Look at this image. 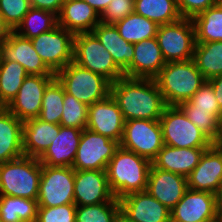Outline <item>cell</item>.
<instances>
[{
    "instance_id": "cell-35",
    "label": "cell",
    "mask_w": 222,
    "mask_h": 222,
    "mask_svg": "<svg viewBox=\"0 0 222 222\" xmlns=\"http://www.w3.org/2000/svg\"><path fill=\"white\" fill-rule=\"evenodd\" d=\"M64 88L55 77L46 87L39 119L44 122L60 125L63 111Z\"/></svg>"
},
{
    "instance_id": "cell-37",
    "label": "cell",
    "mask_w": 222,
    "mask_h": 222,
    "mask_svg": "<svg viewBox=\"0 0 222 222\" xmlns=\"http://www.w3.org/2000/svg\"><path fill=\"white\" fill-rule=\"evenodd\" d=\"M88 106L77 100L64 90L63 111L60 125L64 127H75L85 129L87 124Z\"/></svg>"
},
{
    "instance_id": "cell-16",
    "label": "cell",
    "mask_w": 222,
    "mask_h": 222,
    "mask_svg": "<svg viewBox=\"0 0 222 222\" xmlns=\"http://www.w3.org/2000/svg\"><path fill=\"white\" fill-rule=\"evenodd\" d=\"M74 202L86 206L120 201L110 190L106 171L74 170Z\"/></svg>"
},
{
    "instance_id": "cell-52",
    "label": "cell",
    "mask_w": 222,
    "mask_h": 222,
    "mask_svg": "<svg viewBox=\"0 0 222 222\" xmlns=\"http://www.w3.org/2000/svg\"><path fill=\"white\" fill-rule=\"evenodd\" d=\"M214 144L222 151V137H217V141Z\"/></svg>"
},
{
    "instance_id": "cell-17",
    "label": "cell",
    "mask_w": 222,
    "mask_h": 222,
    "mask_svg": "<svg viewBox=\"0 0 222 222\" xmlns=\"http://www.w3.org/2000/svg\"><path fill=\"white\" fill-rule=\"evenodd\" d=\"M0 61H17L28 75H55L38 55L31 40L14 30L0 45Z\"/></svg>"
},
{
    "instance_id": "cell-48",
    "label": "cell",
    "mask_w": 222,
    "mask_h": 222,
    "mask_svg": "<svg viewBox=\"0 0 222 222\" xmlns=\"http://www.w3.org/2000/svg\"><path fill=\"white\" fill-rule=\"evenodd\" d=\"M114 222H135V221H133L126 213H124L120 209L115 216Z\"/></svg>"
},
{
    "instance_id": "cell-30",
    "label": "cell",
    "mask_w": 222,
    "mask_h": 222,
    "mask_svg": "<svg viewBox=\"0 0 222 222\" xmlns=\"http://www.w3.org/2000/svg\"><path fill=\"white\" fill-rule=\"evenodd\" d=\"M134 12L158 25L173 23L182 18L176 0H134Z\"/></svg>"
},
{
    "instance_id": "cell-42",
    "label": "cell",
    "mask_w": 222,
    "mask_h": 222,
    "mask_svg": "<svg viewBox=\"0 0 222 222\" xmlns=\"http://www.w3.org/2000/svg\"><path fill=\"white\" fill-rule=\"evenodd\" d=\"M134 0H112L100 15L101 23L115 24L134 12Z\"/></svg>"
},
{
    "instance_id": "cell-6",
    "label": "cell",
    "mask_w": 222,
    "mask_h": 222,
    "mask_svg": "<svg viewBox=\"0 0 222 222\" xmlns=\"http://www.w3.org/2000/svg\"><path fill=\"white\" fill-rule=\"evenodd\" d=\"M159 122L164 145L176 148H210L214 144L178 106H166Z\"/></svg>"
},
{
    "instance_id": "cell-33",
    "label": "cell",
    "mask_w": 222,
    "mask_h": 222,
    "mask_svg": "<svg viewBox=\"0 0 222 222\" xmlns=\"http://www.w3.org/2000/svg\"><path fill=\"white\" fill-rule=\"evenodd\" d=\"M27 76L28 73L17 61H0V107L11 102Z\"/></svg>"
},
{
    "instance_id": "cell-3",
    "label": "cell",
    "mask_w": 222,
    "mask_h": 222,
    "mask_svg": "<svg viewBox=\"0 0 222 222\" xmlns=\"http://www.w3.org/2000/svg\"><path fill=\"white\" fill-rule=\"evenodd\" d=\"M154 80L166 106L188 101L206 81L193 59L167 62Z\"/></svg>"
},
{
    "instance_id": "cell-44",
    "label": "cell",
    "mask_w": 222,
    "mask_h": 222,
    "mask_svg": "<svg viewBox=\"0 0 222 222\" xmlns=\"http://www.w3.org/2000/svg\"><path fill=\"white\" fill-rule=\"evenodd\" d=\"M30 6L36 9H42L59 15L64 0H29Z\"/></svg>"
},
{
    "instance_id": "cell-40",
    "label": "cell",
    "mask_w": 222,
    "mask_h": 222,
    "mask_svg": "<svg viewBox=\"0 0 222 222\" xmlns=\"http://www.w3.org/2000/svg\"><path fill=\"white\" fill-rule=\"evenodd\" d=\"M30 8L29 0H0V16L11 30L18 27Z\"/></svg>"
},
{
    "instance_id": "cell-45",
    "label": "cell",
    "mask_w": 222,
    "mask_h": 222,
    "mask_svg": "<svg viewBox=\"0 0 222 222\" xmlns=\"http://www.w3.org/2000/svg\"><path fill=\"white\" fill-rule=\"evenodd\" d=\"M213 90L220 109L222 110V74L207 80Z\"/></svg>"
},
{
    "instance_id": "cell-19",
    "label": "cell",
    "mask_w": 222,
    "mask_h": 222,
    "mask_svg": "<svg viewBox=\"0 0 222 222\" xmlns=\"http://www.w3.org/2000/svg\"><path fill=\"white\" fill-rule=\"evenodd\" d=\"M188 189L187 178L151 165L146 191L168 209H172Z\"/></svg>"
},
{
    "instance_id": "cell-46",
    "label": "cell",
    "mask_w": 222,
    "mask_h": 222,
    "mask_svg": "<svg viewBox=\"0 0 222 222\" xmlns=\"http://www.w3.org/2000/svg\"><path fill=\"white\" fill-rule=\"evenodd\" d=\"M87 2L99 15L108 7L112 0H83Z\"/></svg>"
},
{
    "instance_id": "cell-49",
    "label": "cell",
    "mask_w": 222,
    "mask_h": 222,
    "mask_svg": "<svg viewBox=\"0 0 222 222\" xmlns=\"http://www.w3.org/2000/svg\"><path fill=\"white\" fill-rule=\"evenodd\" d=\"M217 137H222V110L217 120Z\"/></svg>"
},
{
    "instance_id": "cell-27",
    "label": "cell",
    "mask_w": 222,
    "mask_h": 222,
    "mask_svg": "<svg viewBox=\"0 0 222 222\" xmlns=\"http://www.w3.org/2000/svg\"><path fill=\"white\" fill-rule=\"evenodd\" d=\"M92 32L110 52L116 65L124 72L133 60L134 43H129L122 38L114 24L100 22Z\"/></svg>"
},
{
    "instance_id": "cell-41",
    "label": "cell",
    "mask_w": 222,
    "mask_h": 222,
    "mask_svg": "<svg viewBox=\"0 0 222 222\" xmlns=\"http://www.w3.org/2000/svg\"><path fill=\"white\" fill-rule=\"evenodd\" d=\"M76 204L44 207L38 206L36 222H75Z\"/></svg>"
},
{
    "instance_id": "cell-21",
    "label": "cell",
    "mask_w": 222,
    "mask_h": 222,
    "mask_svg": "<svg viewBox=\"0 0 222 222\" xmlns=\"http://www.w3.org/2000/svg\"><path fill=\"white\" fill-rule=\"evenodd\" d=\"M119 201L121 210L135 222H171L170 209L147 191L128 194Z\"/></svg>"
},
{
    "instance_id": "cell-11",
    "label": "cell",
    "mask_w": 222,
    "mask_h": 222,
    "mask_svg": "<svg viewBox=\"0 0 222 222\" xmlns=\"http://www.w3.org/2000/svg\"><path fill=\"white\" fill-rule=\"evenodd\" d=\"M38 206H62L74 202V169L42 165Z\"/></svg>"
},
{
    "instance_id": "cell-10",
    "label": "cell",
    "mask_w": 222,
    "mask_h": 222,
    "mask_svg": "<svg viewBox=\"0 0 222 222\" xmlns=\"http://www.w3.org/2000/svg\"><path fill=\"white\" fill-rule=\"evenodd\" d=\"M74 34L57 25L31 39L34 49L45 65L56 74L73 62Z\"/></svg>"
},
{
    "instance_id": "cell-29",
    "label": "cell",
    "mask_w": 222,
    "mask_h": 222,
    "mask_svg": "<svg viewBox=\"0 0 222 222\" xmlns=\"http://www.w3.org/2000/svg\"><path fill=\"white\" fill-rule=\"evenodd\" d=\"M193 60L206 80L222 74V41L196 42Z\"/></svg>"
},
{
    "instance_id": "cell-26",
    "label": "cell",
    "mask_w": 222,
    "mask_h": 222,
    "mask_svg": "<svg viewBox=\"0 0 222 222\" xmlns=\"http://www.w3.org/2000/svg\"><path fill=\"white\" fill-rule=\"evenodd\" d=\"M59 133V125L31 118L23 123V152L25 156L39 158Z\"/></svg>"
},
{
    "instance_id": "cell-18",
    "label": "cell",
    "mask_w": 222,
    "mask_h": 222,
    "mask_svg": "<svg viewBox=\"0 0 222 222\" xmlns=\"http://www.w3.org/2000/svg\"><path fill=\"white\" fill-rule=\"evenodd\" d=\"M186 178L191 190L218 193L222 182V151L217 145L205 150L199 164Z\"/></svg>"
},
{
    "instance_id": "cell-13",
    "label": "cell",
    "mask_w": 222,
    "mask_h": 222,
    "mask_svg": "<svg viewBox=\"0 0 222 222\" xmlns=\"http://www.w3.org/2000/svg\"><path fill=\"white\" fill-rule=\"evenodd\" d=\"M221 213L216 194L189 188L170 210L171 222H200Z\"/></svg>"
},
{
    "instance_id": "cell-15",
    "label": "cell",
    "mask_w": 222,
    "mask_h": 222,
    "mask_svg": "<svg viewBox=\"0 0 222 222\" xmlns=\"http://www.w3.org/2000/svg\"><path fill=\"white\" fill-rule=\"evenodd\" d=\"M124 123L118 103L111 94L104 100L88 106L86 128L119 144L123 137Z\"/></svg>"
},
{
    "instance_id": "cell-36",
    "label": "cell",
    "mask_w": 222,
    "mask_h": 222,
    "mask_svg": "<svg viewBox=\"0 0 222 222\" xmlns=\"http://www.w3.org/2000/svg\"><path fill=\"white\" fill-rule=\"evenodd\" d=\"M120 209V202L76 206L75 222H114Z\"/></svg>"
},
{
    "instance_id": "cell-14",
    "label": "cell",
    "mask_w": 222,
    "mask_h": 222,
    "mask_svg": "<svg viewBox=\"0 0 222 222\" xmlns=\"http://www.w3.org/2000/svg\"><path fill=\"white\" fill-rule=\"evenodd\" d=\"M54 78L55 75H28L6 108L23 122L39 117L44 91Z\"/></svg>"
},
{
    "instance_id": "cell-9",
    "label": "cell",
    "mask_w": 222,
    "mask_h": 222,
    "mask_svg": "<svg viewBox=\"0 0 222 222\" xmlns=\"http://www.w3.org/2000/svg\"><path fill=\"white\" fill-rule=\"evenodd\" d=\"M120 146L152 162L164 146L159 120L125 121Z\"/></svg>"
},
{
    "instance_id": "cell-5",
    "label": "cell",
    "mask_w": 222,
    "mask_h": 222,
    "mask_svg": "<svg viewBox=\"0 0 222 222\" xmlns=\"http://www.w3.org/2000/svg\"><path fill=\"white\" fill-rule=\"evenodd\" d=\"M55 77L66 93L73 95L87 106L104 100L111 94V82L100 74L70 62Z\"/></svg>"
},
{
    "instance_id": "cell-32",
    "label": "cell",
    "mask_w": 222,
    "mask_h": 222,
    "mask_svg": "<svg viewBox=\"0 0 222 222\" xmlns=\"http://www.w3.org/2000/svg\"><path fill=\"white\" fill-rule=\"evenodd\" d=\"M119 34L129 43L141 42L145 39L156 37L159 25L142 15L132 14L114 24Z\"/></svg>"
},
{
    "instance_id": "cell-50",
    "label": "cell",
    "mask_w": 222,
    "mask_h": 222,
    "mask_svg": "<svg viewBox=\"0 0 222 222\" xmlns=\"http://www.w3.org/2000/svg\"><path fill=\"white\" fill-rule=\"evenodd\" d=\"M216 195H217L219 207L222 210V182H221L220 189Z\"/></svg>"
},
{
    "instance_id": "cell-34",
    "label": "cell",
    "mask_w": 222,
    "mask_h": 222,
    "mask_svg": "<svg viewBox=\"0 0 222 222\" xmlns=\"http://www.w3.org/2000/svg\"><path fill=\"white\" fill-rule=\"evenodd\" d=\"M57 25L58 17L56 14L31 7L14 31L31 40L41 33L52 30Z\"/></svg>"
},
{
    "instance_id": "cell-47",
    "label": "cell",
    "mask_w": 222,
    "mask_h": 222,
    "mask_svg": "<svg viewBox=\"0 0 222 222\" xmlns=\"http://www.w3.org/2000/svg\"><path fill=\"white\" fill-rule=\"evenodd\" d=\"M12 30L0 16V45L5 42Z\"/></svg>"
},
{
    "instance_id": "cell-31",
    "label": "cell",
    "mask_w": 222,
    "mask_h": 222,
    "mask_svg": "<svg viewBox=\"0 0 222 222\" xmlns=\"http://www.w3.org/2000/svg\"><path fill=\"white\" fill-rule=\"evenodd\" d=\"M196 42L222 41V8L214 5L192 18Z\"/></svg>"
},
{
    "instance_id": "cell-22",
    "label": "cell",
    "mask_w": 222,
    "mask_h": 222,
    "mask_svg": "<svg viewBox=\"0 0 222 222\" xmlns=\"http://www.w3.org/2000/svg\"><path fill=\"white\" fill-rule=\"evenodd\" d=\"M82 131V129L75 127L59 125L57 137L53 139L50 146L38 158L40 163L47 166L72 167Z\"/></svg>"
},
{
    "instance_id": "cell-4",
    "label": "cell",
    "mask_w": 222,
    "mask_h": 222,
    "mask_svg": "<svg viewBox=\"0 0 222 222\" xmlns=\"http://www.w3.org/2000/svg\"><path fill=\"white\" fill-rule=\"evenodd\" d=\"M42 164L38 158L21 156L0 164V195L38 199Z\"/></svg>"
},
{
    "instance_id": "cell-28",
    "label": "cell",
    "mask_w": 222,
    "mask_h": 222,
    "mask_svg": "<svg viewBox=\"0 0 222 222\" xmlns=\"http://www.w3.org/2000/svg\"><path fill=\"white\" fill-rule=\"evenodd\" d=\"M37 213V200L0 195V218L3 222H36Z\"/></svg>"
},
{
    "instance_id": "cell-8",
    "label": "cell",
    "mask_w": 222,
    "mask_h": 222,
    "mask_svg": "<svg viewBox=\"0 0 222 222\" xmlns=\"http://www.w3.org/2000/svg\"><path fill=\"white\" fill-rule=\"evenodd\" d=\"M156 38L166 63L193 59L196 36L191 18L159 25Z\"/></svg>"
},
{
    "instance_id": "cell-39",
    "label": "cell",
    "mask_w": 222,
    "mask_h": 222,
    "mask_svg": "<svg viewBox=\"0 0 222 222\" xmlns=\"http://www.w3.org/2000/svg\"><path fill=\"white\" fill-rule=\"evenodd\" d=\"M185 102L193 110L210 111V113L218 120L221 109L216 100V96L214 95V90L207 80L194 93V95Z\"/></svg>"
},
{
    "instance_id": "cell-12",
    "label": "cell",
    "mask_w": 222,
    "mask_h": 222,
    "mask_svg": "<svg viewBox=\"0 0 222 222\" xmlns=\"http://www.w3.org/2000/svg\"><path fill=\"white\" fill-rule=\"evenodd\" d=\"M119 146L117 141L85 128L81 134L72 168L106 171L108 163Z\"/></svg>"
},
{
    "instance_id": "cell-38",
    "label": "cell",
    "mask_w": 222,
    "mask_h": 222,
    "mask_svg": "<svg viewBox=\"0 0 222 222\" xmlns=\"http://www.w3.org/2000/svg\"><path fill=\"white\" fill-rule=\"evenodd\" d=\"M178 107L185 113L192 123L202 130L212 141H217V119L210 111L193 110L186 102Z\"/></svg>"
},
{
    "instance_id": "cell-25",
    "label": "cell",
    "mask_w": 222,
    "mask_h": 222,
    "mask_svg": "<svg viewBox=\"0 0 222 222\" xmlns=\"http://www.w3.org/2000/svg\"><path fill=\"white\" fill-rule=\"evenodd\" d=\"M23 123L6 107H0V164L24 155Z\"/></svg>"
},
{
    "instance_id": "cell-24",
    "label": "cell",
    "mask_w": 222,
    "mask_h": 222,
    "mask_svg": "<svg viewBox=\"0 0 222 222\" xmlns=\"http://www.w3.org/2000/svg\"><path fill=\"white\" fill-rule=\"evenodd\" d=\"M58 25L74 35L92 32L101 22L100 15L83 0H68L62 5Z\"/></svg>"
},
{
    "instance_id": "cell-1",
    "label": "cell",
    "mask_w": 222,
    "mask_h": 222,
    "mask_svg": "<svg viewBox=\"0 0 222 222\" xmlns=\"http://www.w3.org/2000/svg\"><path fill=\"white\" fill-rule=\"evenodd\" d=\"M111 96L125 121L160 120L166 104L154 79L123 76L111 83Z\"/></svg>"
},
{
    "instance_id": "cell-53",
    "label": "cell",
    "mask_w": 222,
    "mask_h": 222,
    "mask_svg": "<svg viewBox=\"0 0 222 222\" xmlns=\"http://www.w3.org/2000/svg\"><path fill=\"white\" fill-rule=\"evenodd\" d=\"M216 5L222 8V0H216Z\"/></svg>"
},
{
    "instance_id": "cell-7",
    "label": "cell",
    "mask_w": 222,
    "mask_h": 222,
    "mask_svg": "<svg viewBox=\"0 0 222 222\" xmlns=\"http://www.w3.org/2000/svg\"><path fill=\"white\" fill-rule=\"evenodd\" d=\"M73 62L114 83L125 76L93 32L74 36Z\"/></svg>"
},
{
    "instance_id": "cell-2",
    "label": "cell",
    "mask_w": 222,
    "mask_h": 222,
    "mask_svg": "<svg viewBox=\"0 0 222 222\" xmlns=\"http://www.w3.org/2000/svg\"><path fill=\"white\" fill-rule=\"evenodd\" d=\"M152 162L121 146L117 148L106 168L111 192L116 199L146 191Z\"/></svg>"
},
{
    "instance_id": "cell-43",
    "label": "cell",
    "mask_w": 222,
    "mask_h": 222,
    "mask_svg": "<svg viewBox=\"0 0 222 222\" xmlns=\"http://www.w3.org/2000/svg\"><path fill=\"white\" fill-rule=\"evenodd\" d=\"M183 18H193L200 12L216 5V0H176Z\"/></svg>"
},
{
    "instance_id": "cell-51",
    "label": "cell",
    "mask_w": 222,
    "mask_h": 222,
    "mask_svg": "<svg viewBox=\"0 0 222 222\" xmlns=\"http://www.w3.org/2000/svg\"><path fill=\"white\" fill-rule=\"evenodd\" d=\"M200 222H222V213L218 217H214L211 219H206Z\"/></svg>"
},
{
    "instance_id": "cell-23",
    "label": "cell",
    "mask_w": 222,
    "mask_h": 222,
    "mask_svg": "<svg viewBox=\"0 0 222 222\" xmlns=\"http://www.w3.org/2000/svg\"><path fill=\"white\" fill-rule=\"evenodd\" d=\"M209 148H176L164 145L152 161L155 168L187 177L199 164L200 158Z\"/></svg>"
},
{
    "instance_id": "cell-20",
    "label": "cell",
    "mask_w": 222,
    "mask_h": 222,
    "mask_svg": "<svg viewBox=\"0 0 222 222\" xmlns=\"http://www.w3.org/2000/svg\"><path fill=\"white\" fill-rule=\"evenodd\" d=\"M166 61L156 37L134 43V57L124 71L126 77L154 79Z\"/></svg>"
}]
</instances>
